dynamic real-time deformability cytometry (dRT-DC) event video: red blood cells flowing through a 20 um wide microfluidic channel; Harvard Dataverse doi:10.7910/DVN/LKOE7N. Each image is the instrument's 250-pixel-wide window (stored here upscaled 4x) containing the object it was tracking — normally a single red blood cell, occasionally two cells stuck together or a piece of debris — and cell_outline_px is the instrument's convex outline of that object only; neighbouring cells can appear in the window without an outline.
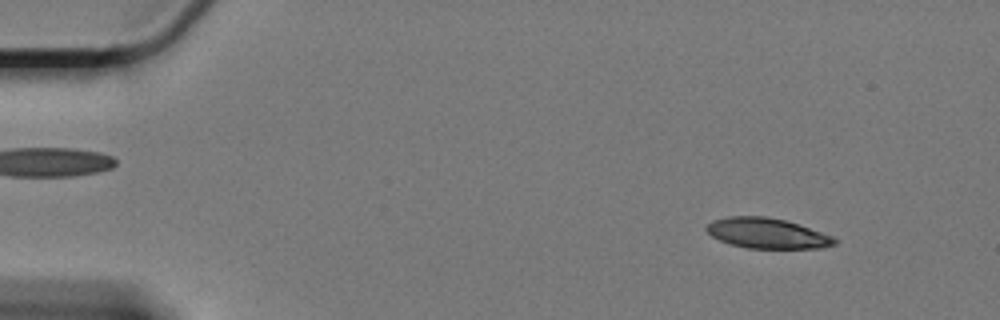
{"species": "Egyptian fruit bat (a non-hibernating species)", "species_latin": "Rousettus aegyptiacus", "temperature_condition": "cold", "stored_images_in_passage": 61, "segment_of_instrument_passage": [1, 2], "camera_frame_rate_fps": 3000, "um_per_image_px": 0.085, "animal": {"sex": "female"}, "frame": {"image": 1, "passage_image": 6, "time_ms": 1.667, "image_size_px": [1000, 320], "cell_outline_px": [[840, 240], [836, 244], [820, 248], [748, 248], [732, 244], [720, 240], [712, 236], [704, 228], [712, 220], [728, 216], [768, 216], [784, 220], [832, 236]], "centroid_in_image_um": [65.19, 19.82], "position_along_channel_um": 19.8, "area_um2": 22.43}}
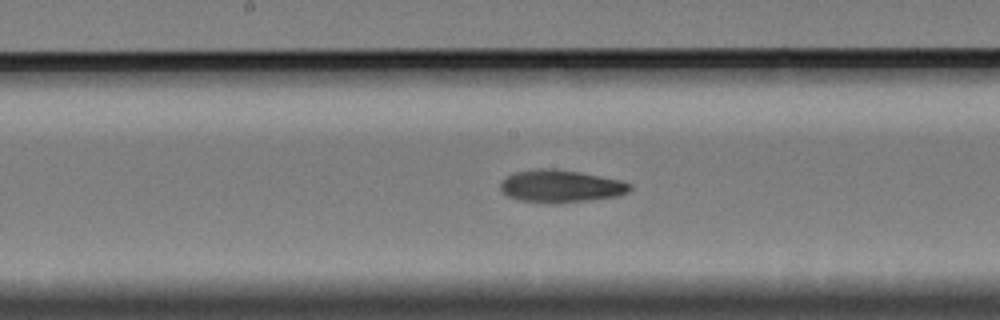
{"frame": {"image": 2, "passage_image": 31, "time_ms": 10.0, "image_size_px": [1000, 320], "cell_outline_px": [[632, 188], [628, 192], [616, 196], [556, 204], [548, 204], [520, 200], [508, 196], [500, 192], [500, 184], [512, 172], [536, 168], [552, 168], [580, 172], [620, 180], [632, 184]], "centroid_in_image_um": [47.62, 15.82], "position_along_channel_um": 200.6, "area_um2": 24.68}}
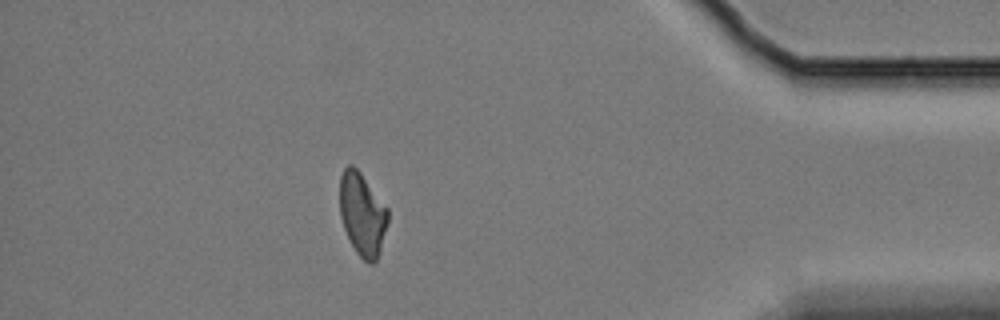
{"frame": {"image": 3, "passage_image": 53, "time_ms": 17.333, "image_size_px": [1000, 320], "cell_outline_px": [[388, 224], [380, 252], [376, 260], [372, 264], [368, 264], [356, 252], [344, 228], [340, 216], [340, 176], [344, 168], [348, 164], [352, 164], [360, 172], [388, 208]], "centroid_in_image_um": [30.81, 18.21], "position_along_channel_um": 404.4, "area_um2": 23.29}}